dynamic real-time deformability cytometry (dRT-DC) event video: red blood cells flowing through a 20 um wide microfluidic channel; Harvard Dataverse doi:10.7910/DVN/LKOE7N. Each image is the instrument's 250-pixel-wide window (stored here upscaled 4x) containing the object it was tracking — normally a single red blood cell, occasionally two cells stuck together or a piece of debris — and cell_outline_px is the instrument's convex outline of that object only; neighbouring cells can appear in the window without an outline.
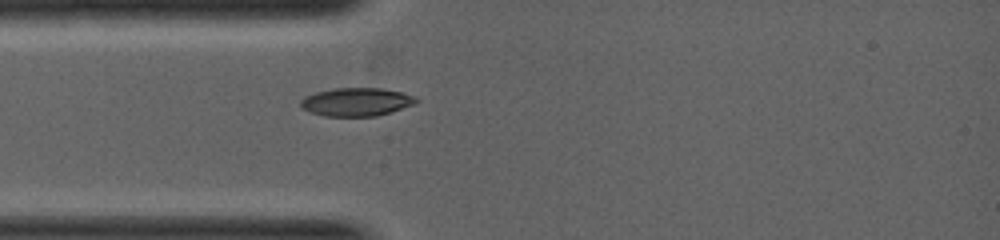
{"species": "common noctule bat (a hibernating species)", "species_latin": "Nyctalus noctula", "temperature_condition": "warm", "stored_images_in_passage": 11, "camera_frame_rate_fps": 5000, "um_per_image_px": 0.085, "animal": {"sex": "female", "body_mass_g": 19.0, "forearm_length_mm": 53.3}, "frame": {"image": 1, "passage_image": 1, "time_ms": 0.0, "image_size_px": [1000, 240], "cell_outline_px": [[420, 100], [412, 104], [376, 116], [324, 116], [308, 112], [300, 108], [300, 100], [304, 96], [316, 92], [336, 88], [380, 88], [400, 92], [416, 96]], "centroid_in_image_um": [30.22, 8.66], "position_along_channel_um": 54.8, "area_um2": 18.96}}
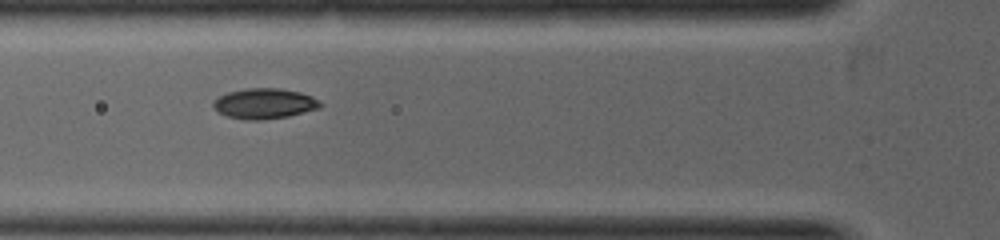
{"frame": {"image": 2, "passage_image": 4, "time_ms": 0.6, "image_size_px": [1000, 240], "cell_outline_px": [[324, 104], [320, 108], [288, 116], [260, 120], [244, 120], [224, 116], [216, 112], [212, 108], [212, 100], [228, 92], [244, 88], [280, 88], [300, 92], [312, 96]], "centroid_in_image_um": [22.42, 8.81], "position_along_channel_um": 103.4, "area_um2": 19.31}}
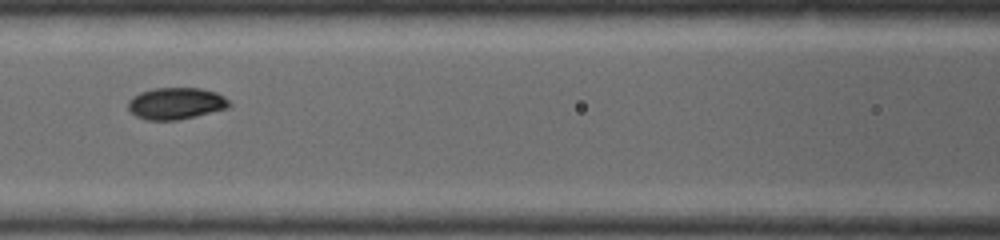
{"frame": {"image": 3, "passage_image": 7, "time_ms": 1.2, "image_size_px": [1000, 240], "cell_outline_px": [[232, 104], [228, 108], [196, 116], [176, 120], [144, 120], [128, 112], [128, 100], [132, 96], [140, 92], [152, 88], [200, 88], [216, 92], [224, 96]], "centroid_in_image_um": [14.92, 8.79], "position_along_channel_um": 151.7, "area_um2": 18.96}}